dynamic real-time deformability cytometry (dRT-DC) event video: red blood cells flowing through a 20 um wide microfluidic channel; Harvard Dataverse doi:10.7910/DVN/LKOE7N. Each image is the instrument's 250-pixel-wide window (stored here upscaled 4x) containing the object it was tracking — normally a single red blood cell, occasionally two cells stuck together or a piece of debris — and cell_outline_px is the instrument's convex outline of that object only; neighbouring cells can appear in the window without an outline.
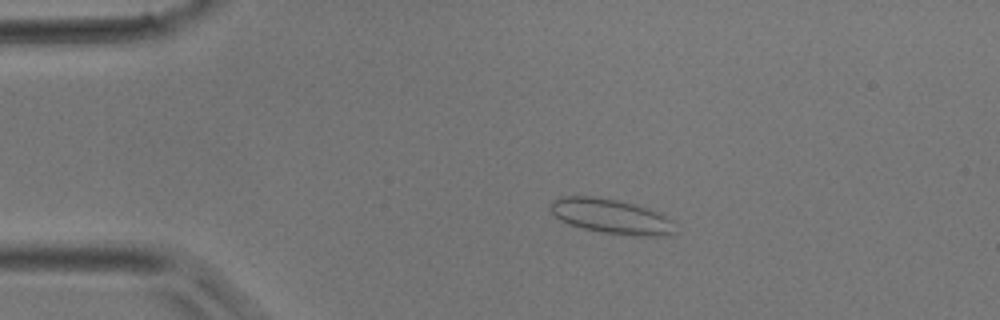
{"species": "common noctule bat (a hibernating species)", "species_latin": "Nyctalus noctula", "temperature_condition": "room temperature", "stored_images_in_passage": 41, "camera_frame_rate_fps": 3000, "um_per_image_px": 0.085, "animal": {"sex": "male", "body_mass_g": 17.9}, "frame": {"image": 1, "passage_image": 8, "time_ms": 2.333, "image_size_px": [1000, 320], "cell_outline_px": [[672, 236], [640, 236], [604, 232], [584, 228], [568, 224], [560, 220], [552, 212], [548, 204], [552, 200], [564, 196], [592, 196], [616, 200], [648, 208], [660, 212], [672, 220]], "centroid_in_image_um": [51.93, 18.38], "position_along_channel_um": 33.1, "area_um2": 25.03}}
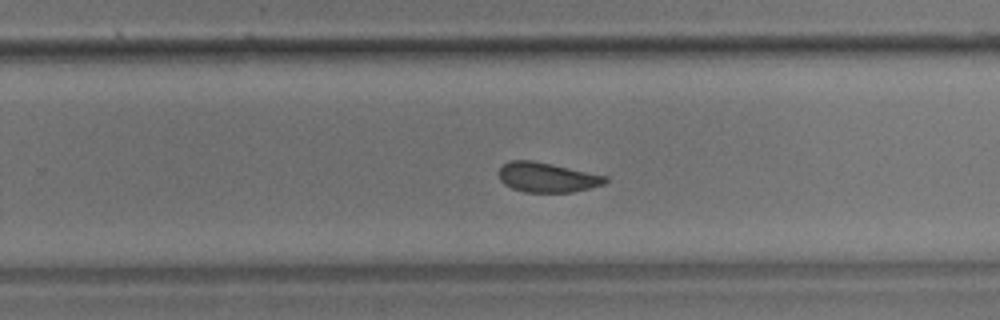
{"frame": {"image": 2, "passage_image": 26, "time_ms": 8.333, "image_size_px": [1000, 320], "cell_outline_px": [[608, 180], [604, 184], [572, 192], [524, 192], [512, 188], [504, 184], [500, 180], [496, 172], [508, 160], [532, 160], [552, 164], [608, 176]], "centroid_in_image_um": [46.46, 15.07], "position_along_channel_um": 283.3, "area_um2": 18.55}}
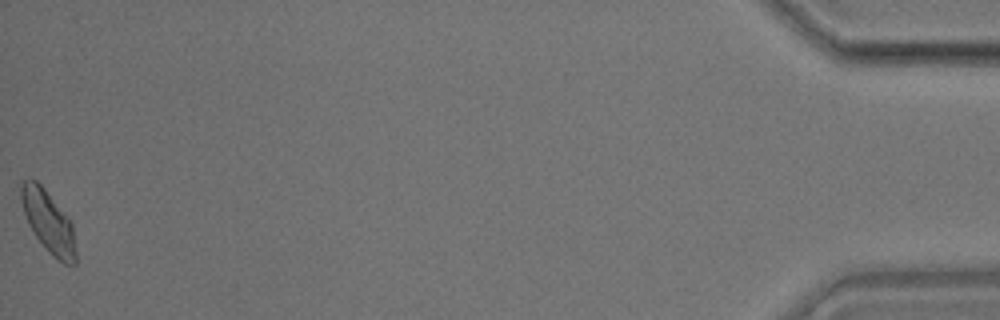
{"frame": {"image": 3, "passage_image": 41, "time_ms": 13.333, "image_size_px": [1000, 320], "cell_outline_px": [[76, 264], [64, 264], [56, 260], [48, 252], [36, 236], [28, 224], [20, 200], [20, 184], [28, 176], [36, 180], [44, 188], [72, 224], [76, 252]], "centroid_in_image_um": [4.08, 18.84], "position_along_channel_um": 431.1, "area_um2": 19.65}}